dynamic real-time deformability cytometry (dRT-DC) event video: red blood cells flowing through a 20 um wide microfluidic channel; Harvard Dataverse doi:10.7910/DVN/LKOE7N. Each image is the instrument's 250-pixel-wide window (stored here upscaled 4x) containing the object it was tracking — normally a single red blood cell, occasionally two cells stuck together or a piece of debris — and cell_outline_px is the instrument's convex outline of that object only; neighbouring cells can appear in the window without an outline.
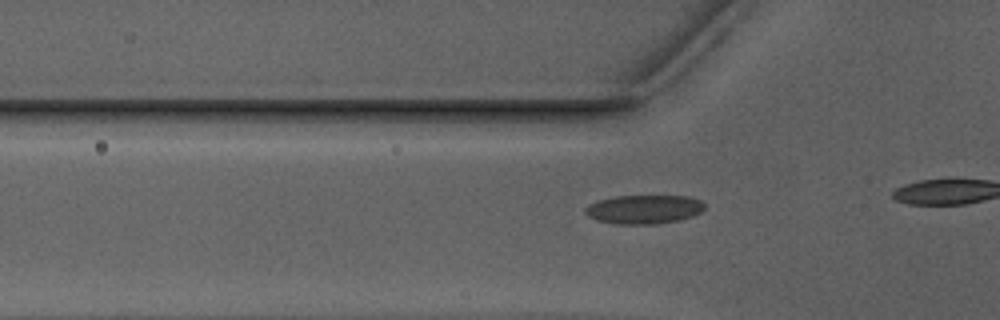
{"species": "Egyptian fruit bat (a non-hibernating species)", "species_latin": "Rousettus aegyptiacus", "temperature_condition": "warm", "stored_images_in_passage": 17, "camera_frame_rate_fps": 3000, "um_per_image_px": 0.085, "animal": {"sex": "male"}, "frame": {"image": 1, "passage_image": 12, "time_ms": 3.667, "image_size_px": [1000, 320], "cell_outline_px": [[704, 208], [700, 212], [692, 216], [680, 220], [656, 224], [616, 224], [596, 220], [588, 216], [584, 212], [584, 208], [588, 204], [596, 200], [616, 196], [688, 196], [700, 200], [704, 204]], "centroid_in_image_um": [54.69, 17.79], "position_along_channel_um": 71.1, "area_um2": 20.23}}